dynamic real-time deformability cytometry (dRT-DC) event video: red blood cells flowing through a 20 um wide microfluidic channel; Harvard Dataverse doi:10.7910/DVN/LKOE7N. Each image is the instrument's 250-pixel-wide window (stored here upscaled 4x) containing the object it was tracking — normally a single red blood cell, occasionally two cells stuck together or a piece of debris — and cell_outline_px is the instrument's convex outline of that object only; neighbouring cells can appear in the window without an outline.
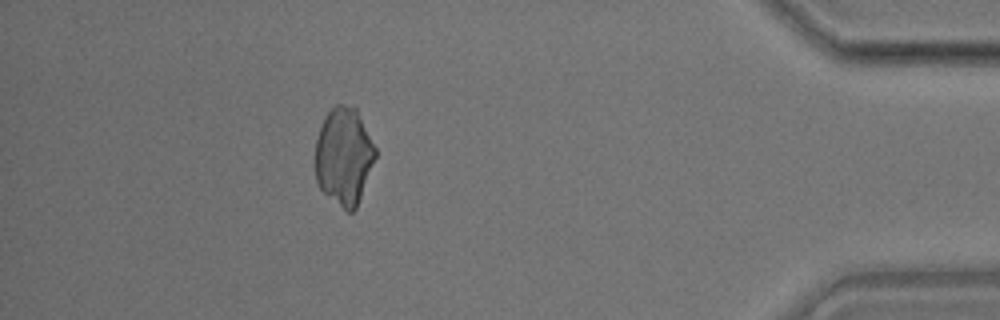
{"species": "common noctule bat (a hibernating species)", "species_latin": "Nyctalus noctula", "temperature_condition": "room temperature", "stored_images_in_passage": 34, "camera_frame_rate_fps": 3000, "um_per_image_px": 0.085, "animal": {"sex": "male", "body_mass_g": 17.9}, "frame": {"image": 1, "passage_image": 30, "time_ms": 9.667, "image_size_px": [1000, 320], "cell_outline_px": [[376, 156], [356, 208], [352, 212], [348, 212], [324, 192], [320, 188], [316, 180], [316, 140], [324, 116], [336, 104], [344, 104], [356, 108], [376, 148]], "centroid_in_image_um": [29.23, 13.25], "position_along_channel_um": 406.0, "area_um2": 33.7}}